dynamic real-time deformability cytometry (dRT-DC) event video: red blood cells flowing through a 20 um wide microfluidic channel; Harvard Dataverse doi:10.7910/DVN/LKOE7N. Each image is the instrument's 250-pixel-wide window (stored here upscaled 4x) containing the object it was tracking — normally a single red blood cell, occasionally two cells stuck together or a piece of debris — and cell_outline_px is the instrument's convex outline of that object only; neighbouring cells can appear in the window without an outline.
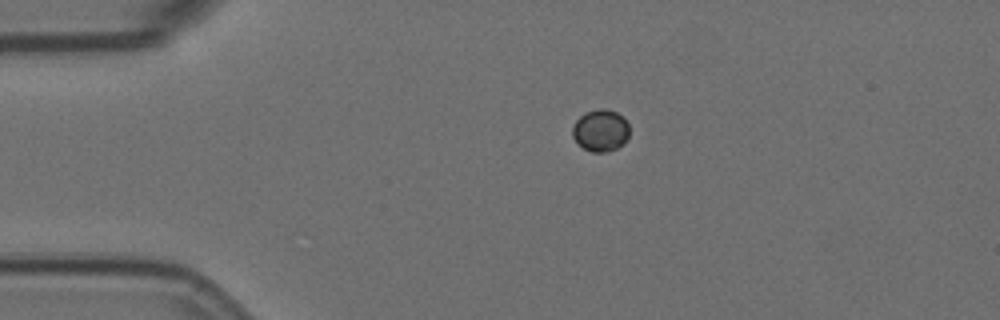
{"species": "Egyptian fruit bat (a non-hibernating species)", "species_latin": "Rousettus aegyptiacus", "temperature_condition": "room temperature", "stored_images_in_passage": 4, "camera_frame_rate_fps": 3000, "um_per_image_px": 0.085, "animal": {"sex": "female"}, "frame": {"image": 1, "passage_image": 1, "time_ms": 0.0, "image_size_px": [1000, 320], "cell_outline_px": [[628, 136], [624, 144], [608, 152], [592, 152], [584, 148], [572, 136], [572, 124], [584, 112], [600, 108], [604, 108], [616, 112], [624, 116], [628, 124]], "centroid_in_image_um": [51.05, 11.07], "position_along_channel_um": 34.0, "area_um2": 14.05}}